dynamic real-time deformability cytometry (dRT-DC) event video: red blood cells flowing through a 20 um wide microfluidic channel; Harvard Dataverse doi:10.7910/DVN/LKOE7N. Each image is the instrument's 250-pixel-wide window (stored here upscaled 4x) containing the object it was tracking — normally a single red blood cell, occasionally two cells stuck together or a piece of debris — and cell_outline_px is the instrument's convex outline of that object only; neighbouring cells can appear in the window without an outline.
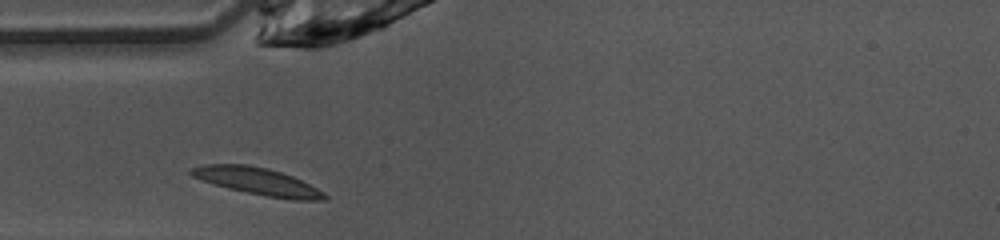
{"species": "common noctule bat (a hibernating species)", "species_latin": "Nyctalus noctula", "temperature_condition": "warm", "stored_images_in_passage": 25, "camera_frame_rate_fps": 3000, "um_per_image_px": 0.085, "animal": {"sex": "female", "body_mass_g": 10.0, "forearm_length_mm": 53.1}, "frame": {"image": 1, "passage_image": 1, "time_ms": 0.0, "image_size_px": [1000, 240], "cell_outline_px": [[328, 200], [292, 200], [268, 196], [228, 188], [192, 176], [188, 172], [192, 168], [204, 164], [248, 164], [268, 168], [292, 176], [324, 192], [328, 196]], "centroid_in_image_um": [21.92, 15.41], "position_along_channel_um": 63.1, "area_um2": 20.81}}
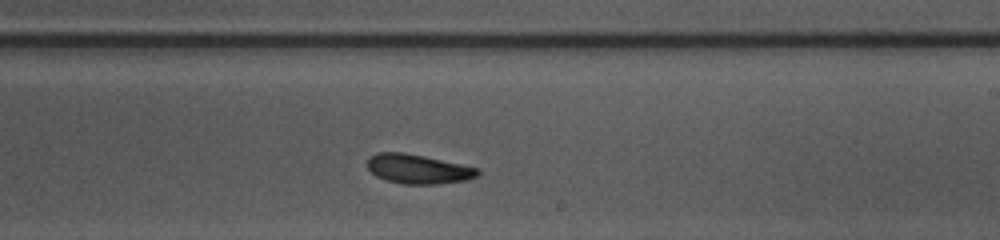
{"frame": {"image": 2, "passage_image": 15, "time_ms": 4.667, "image_size_px": [1000, 240], "cell_outline_px": [[480, 172], [476, 176], [464, 180], [440, 184], [404, 184], [384, 180], [376, 176], [368, 168], [368, 156], [376, 152], [404, 152], [424, 156], [480, 168]], "centroid_in_image_um": [35.51, 14.36], "position_along_channel_um": 253.5, "area_um2": 18.96}}
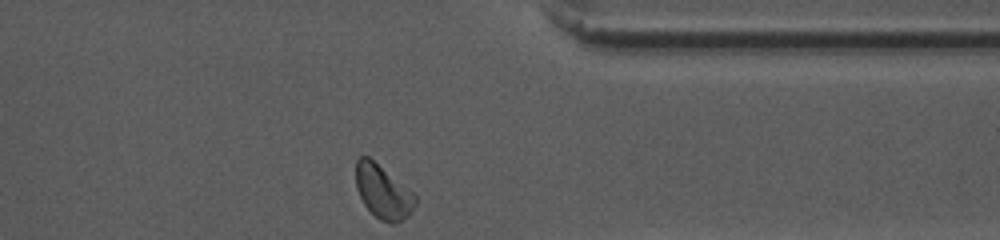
{"frame": {"image": 3, "passage_image": 25, "time_ms": 8.0, "image_size_px": [1000, 240], "cell_outline_px": [[416, 204], [412, 212], [408, 216], [392, 224], [388, 224], [380, 220], [364, 204], [356, 188], [356, 160], [360, 156], [368, 156], [412, 192], [416, 196]], "centroid_in_image_um": [32.55, 16.32], "position_along_channel_um": 378.9, "area_um2": 18.26}, "authors_computed_cell_mechanics": {"area_um2": 18.785, "velocity_mm_per_s": 4.0614, "shape_relaxation_time_tau1_ms": 2.5066, "shape_relaxation_time_tau2_ms": 2.9879, "deformation_change_tau1": 0.1091, "deformation_change_tau2": 0.0938}}